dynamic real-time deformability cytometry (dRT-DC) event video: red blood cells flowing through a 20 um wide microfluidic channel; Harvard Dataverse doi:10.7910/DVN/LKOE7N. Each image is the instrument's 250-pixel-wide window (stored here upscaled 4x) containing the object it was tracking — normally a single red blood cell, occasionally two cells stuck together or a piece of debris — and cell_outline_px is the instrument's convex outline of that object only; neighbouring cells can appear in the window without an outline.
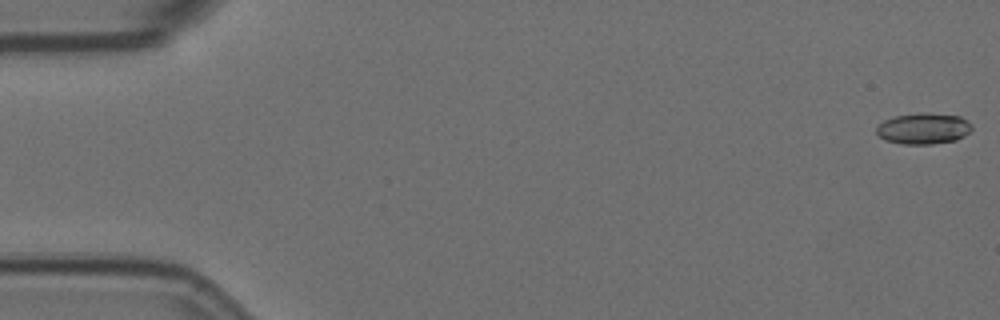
{"species": "Egyptian fruit bat (a non-hibernating species)", "species_latin": "Rousettus aegyptiacus", "temperature_condition": "room temperature", "stored_images_in_passage": 7, "camera_frame_rate_fps": 3000, "um_per_image_px": 0.085, "animal": {"sex": "female"}, "frame": {"image": 1, "passage_image": 1, "time_ms": 0.0, "image_size_px": [1000, 320], "cell_outline_px": [[972, 128], [964, 136], [956, 140], [932, 144], [904, 144], [888, 140], [880, 136], [876, 132], [876, 128], [884, 120], [896, 116], [924, 112], [928, 112], [960, 116], [968, 120], [972, 124]], "centroid_in_image_um": [78.54, 10.91], "position_along_channel_um": 6.5, "area_um2": 17.22}}
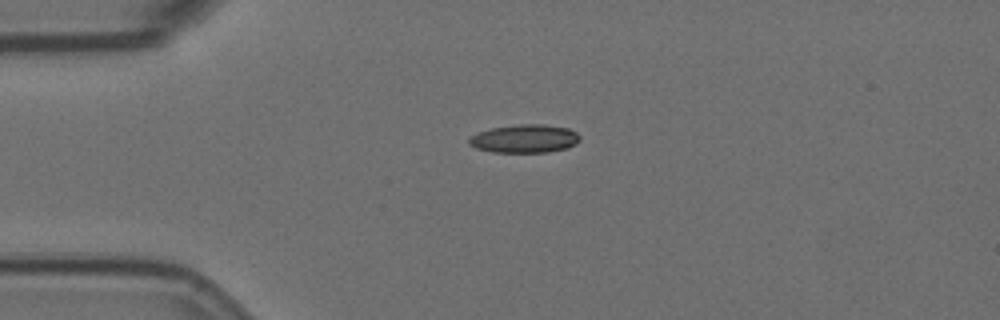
{"frame": {"image": 2, "passage_image": 5, "time_ms": 1.333, "image_size_px": [1000, 320], "cell_outline_px": [[580, 140], [576, 144], [568, 148], [548, 152], [492, 152], [476, 148], [468, 144], [468, 140], [472, 136], [480, 132], [492, 128], [520, 124], [544, 124], [568, 128], [576, 132], [580, 136]], "centroid_in_image_um": [44.63, 11.79], "position_along_channel_um": 40.4, "area_um2": 18.26}}
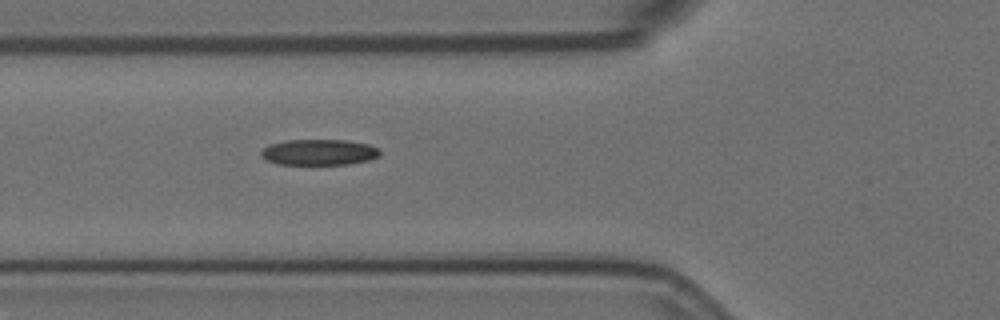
{"frame": {"image": 3, "passage_image": 7, "time_ms": 2.0, "image_size_px": [1000, 320], "cell_outline_px": [[380, 156], [368, 160], [348, 164], [276, 164], [260, 156], [260, 152], [268, 144], [284, 140], [348, 140], [368, 144], [380, 148]], "centroid_in_image_um": [27.11, 12.93], "position_along_channel_um": 98.7, "area_um2": 18.03}}